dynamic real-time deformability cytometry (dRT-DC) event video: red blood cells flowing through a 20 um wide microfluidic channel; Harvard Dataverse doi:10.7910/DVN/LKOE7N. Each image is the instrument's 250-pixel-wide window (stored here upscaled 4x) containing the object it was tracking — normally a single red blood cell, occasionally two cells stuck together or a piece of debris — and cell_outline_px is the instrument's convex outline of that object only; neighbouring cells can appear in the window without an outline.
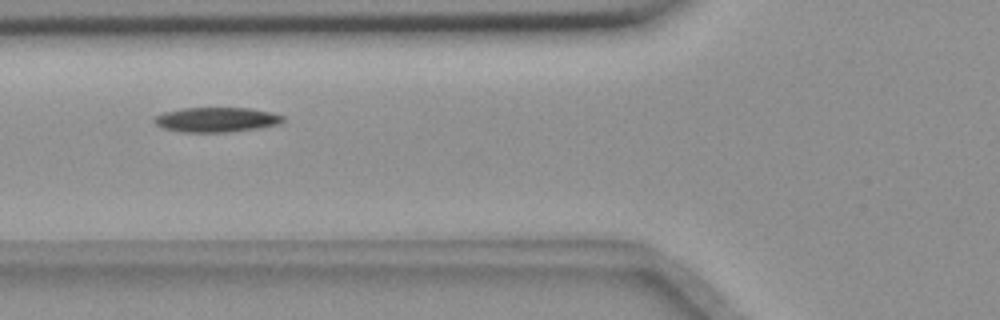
{"species": "common noctule bat (a hibernating species)", "species_latin": "Nyctalus noctula", "temperature_condition": "room temperature", "stored_images_in_passage": 42, "camera_frame_rate_fps": 3000, "um_per_image_px": 0.085, "animal": {"sex": "female", "body_mass_g": 18.4}, "frame": {"image": 1, "passage_image": 7, "time_ms": 2.0, "image_size_px": [1000, 320], "cell_outline_px": [[284, 120], [280, 124], [260, 128], [228, 132], [180, 132], [164, 128], [156, 124], [152, 120], [152, 116], [164, 112], [184, 108], [248, 108], [272, 112], [284, 116]], "centroid_in_image_um": [18.39, 10.17], "position_along_channel_um": 107.4, "area_um2": 18.73}}
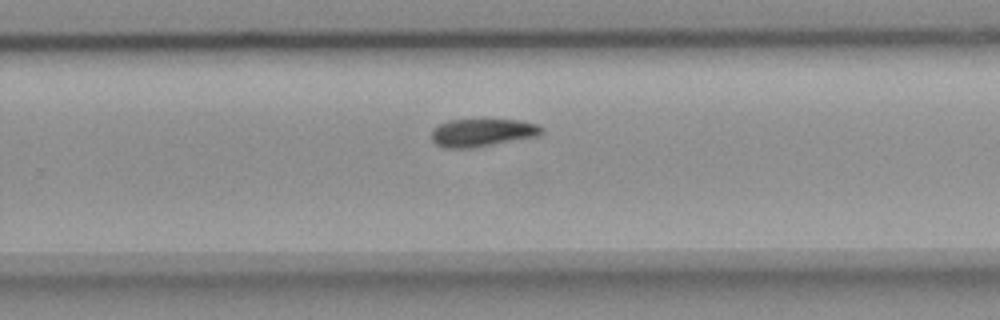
{"frame": {"image": 2, "passage_image": 22, "time_ms": 7.0, "image_size_px": [1000, 320], "cell_outline_px": [[544, 132], [540, 136], [496, 144], [472, 148], [444, 148], [436, 144], [432, 140], [432, 128], [448, 120], [520, 120], [536, 124], [544, 128]], "centroid_in_image_um": [41.02, 11.28], "position_along_channel_um": 288.8, "area_um2": 18.03}}
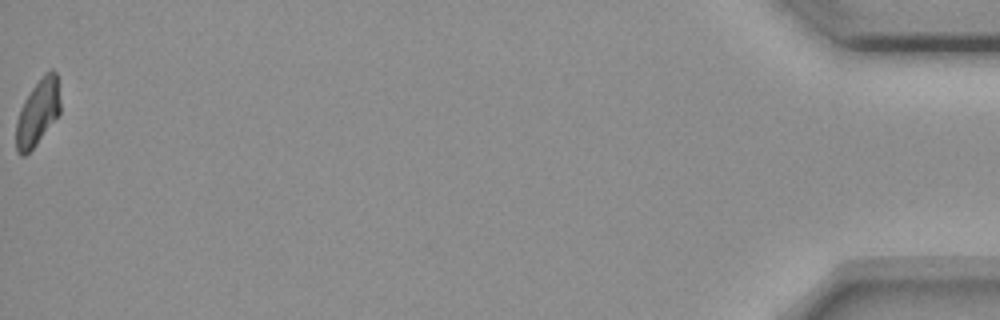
{"frame": {"image": 3, "passage_image": 42, "time_ms": 13.667, "image_size_px": [1000, 320], "cell_outline_px": [[60, 116], [36, 144], [24, 156], [20, 156], [16, 152], [16, 120], [20, 108], [24, 100], [32, 88], [44, 72], [52, 68], [56, 72], [60, 100]], "centroid_in_image_um": [3.22, 9.55], "position_along_channel_um": 432.0, "area_um2": 17.28}, "authors_computed_cell_mechanics": {"area_um2": 18.5249, "velocity_mm_per_s": 3.6371, "shape_relaxation_time_tau1_ms": 4.8141, "shape_relaxation_time_tau2_ms": null, "deformation_change_tau1": 0.1261, "deformation_change_tau2": null}}